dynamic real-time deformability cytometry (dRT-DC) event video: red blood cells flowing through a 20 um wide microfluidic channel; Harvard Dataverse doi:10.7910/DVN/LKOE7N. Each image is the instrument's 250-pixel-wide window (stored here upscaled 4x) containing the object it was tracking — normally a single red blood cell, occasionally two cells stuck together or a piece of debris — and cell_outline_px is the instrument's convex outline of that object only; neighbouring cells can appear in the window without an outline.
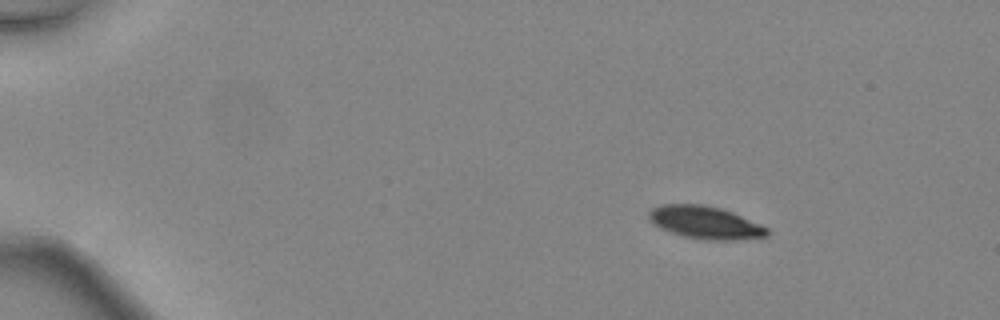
{"species": "common noctule bat (a hibernating species)", "species_latin": "Nyctalus noctula", "temperature_condition": "warm", "stored_images_in_passage": 41, "camera_frame_rate_fps": 3000, "um_per_image_px": 0.085, "animal": {"sex": "female", "body_mass_g": 24.6, "forearm_length_mm": 56.2}, "frame": {"image": 1, "passage_image": 1, "time_ms": 0.0, "image_size_px": [1000, 320], "cell_outline_px": [[768, 236], [736, 240], [704, 240], [684, 236], [660, 228], [652, 224], [648, 220], [648, 212], [652, 208], [660, 204], [704, 204], [720, 208], [732, 212], [760, 224], [768, 228]], "centroid_in_image_um": [59.91, 18.91], "position_along_channel_um": 25.1, "area_um2": 22.6}}
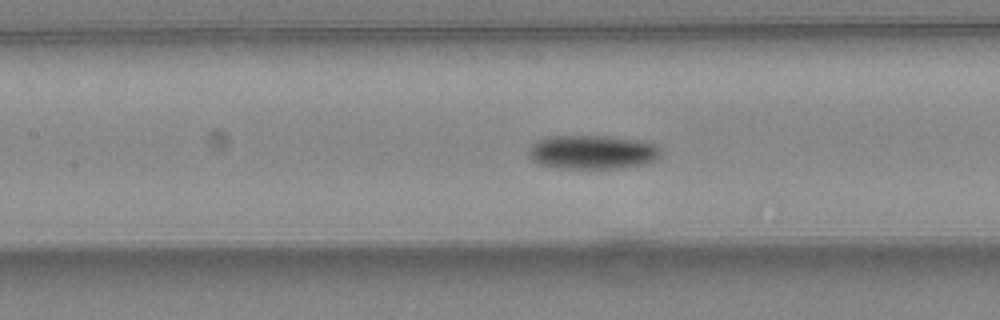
{"frame": {"image": 2, "passage_image": 17, "time_ms": 5.333, "image_size_px": [1000, 320], "cell_outline_px": [[664, 152], [656, 160], [648, 164], [624, 168], [556, 168], [536, 164], [528, 156], [528, 148], [536, 140], [556, 136], [608, 136], [640, 140], [656, 144]], "centroid_in_image_um": [50.39, 12.94], "position_along_channel_um": 157.0, "area_um2": 26.7}}
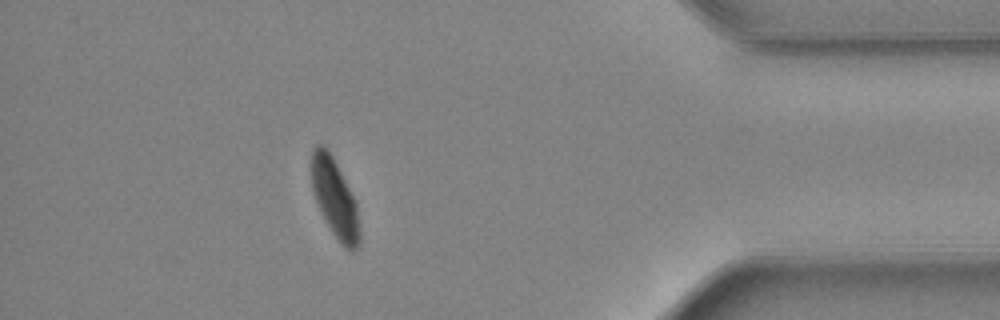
{"frame": {"image": 3, "passage_image": 36, "time_ms": 11.667, "image_size_px": [1000, 320], "cell_outline_px": [[360, 244], [352, 252], [344, 248], [340, 244], [332, 232], [316, 200], [312, 188], [308, 168], [312, 148], [316, 144], [324, 144], [328, 148], [356, 200], [360, 228]], "centroid_in_image_um": [28.43, 16.79], "position_along_channel_um": 406.8, "area_um2": 22.66}, "authors_computed_cell_mechanics": {"area_um2": 25.0274, "velocity_mm_per_s": 4.5176, "shape_relaxation_time_tau1_ms": 2.1981, "shape_relaxation_time_tau2_ms": null, "deformation_change_tau1": 0.1125, "deformation_change_tau2": null}}